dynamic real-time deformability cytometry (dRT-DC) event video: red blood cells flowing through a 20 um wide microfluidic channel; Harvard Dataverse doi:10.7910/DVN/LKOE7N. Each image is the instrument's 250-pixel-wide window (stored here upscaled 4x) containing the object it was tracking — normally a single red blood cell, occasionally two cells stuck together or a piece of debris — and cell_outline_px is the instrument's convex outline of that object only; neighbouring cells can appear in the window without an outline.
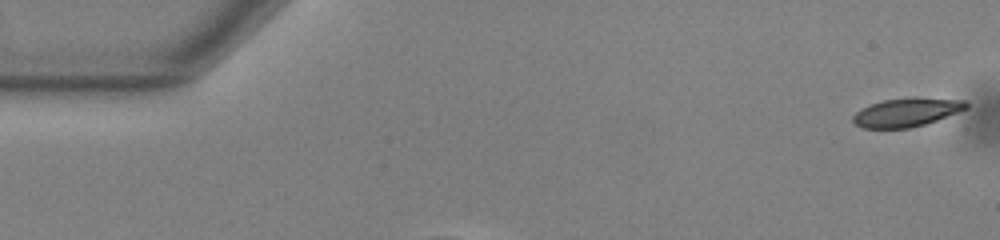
{"species": "common noctule bat (a hibernating species)", "species_latin": "Nyctalus noctula", "temperature_condition": "warm", "stored_images_in_passage": 54, "camera_frame_rate_fps": 3000, "um_per_image_px": 0.085, "animal": {"sex": "male", "body_mass_g": 13.0, "forearm_length_mm": 53.1}, "frame": {"image": 1, "passage_image": 1, "time_ms": 0.0, "image_size_px": [1000, 240], "cell_outline_px": [[968, 108], [936, 120], [924, 124], [908, 128], [860, 128], [852, 120], [852, 116], [856, 112], [872, 104], [884, 100], [912, 96], [916, 96], [964, 100], [968, 104]], "centroid_in_image_um": [77.07, 9.53], "position_along_channel_um": 7.9, "area_um2": 18.9}}
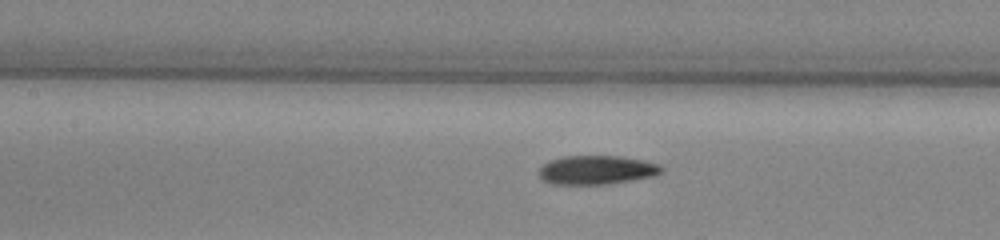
{"frame": {"image": 2, "passage_image": 24, "time_ms": 7.667, "image_size_px": [1000, 240], "cell_outline_px": [[664, 172], [652, 176], [632, 180], [604, 184], [552, 184], [544, 180], [540, 176], [540, 168], [548, 160], [564, 156], [620, 156], [644, 160], [660, 164], [664, 168]], "centroid_in_image_um": [50.75, 14.43], "position_along_channel_um": 156.7, "area_um2": 20.63}}
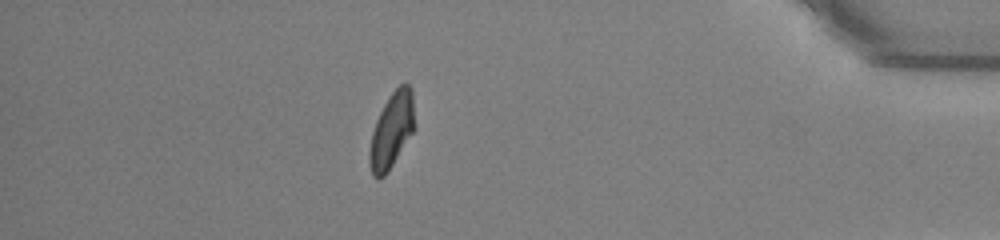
{"frame": {"image": 3, "passage_image": 47, "time_ms": 15.333, "image_size_px": [1000, 240], "cell_outline_px": [[412, 132], [388, 172], [384, 176], [372, 176], [368, 164], [368, 152], [372, 132], [376, 120], [384, 104], [392, 92], [400, 84], [408, 84], [412, 88]], "centroid_in_image_um": [33.23, 11.11], "position_along_channel_um": 402.0, "area_um2": 19.25}, "authors_computed_cell_mechanics": {"area_um2": 20.2589, "velocity_mm_per_s": 3.7983, "shape_relaxation_time_tau1_ms": 3.9912, "shape_relaxation_time_tau2_ms": 2.2305, "deformation_change_tau1": 0.1609, "deformation_change_tau2": 0.0773}}